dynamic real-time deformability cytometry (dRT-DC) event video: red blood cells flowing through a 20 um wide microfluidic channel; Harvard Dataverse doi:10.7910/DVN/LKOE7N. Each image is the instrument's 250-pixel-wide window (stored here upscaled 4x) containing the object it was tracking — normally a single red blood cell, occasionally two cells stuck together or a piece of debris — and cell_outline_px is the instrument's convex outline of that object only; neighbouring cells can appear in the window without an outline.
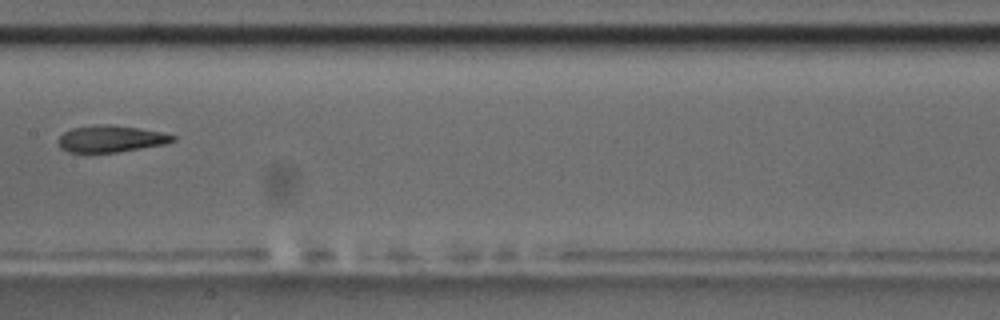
{"species": "common noctule bat (a hibernating species)", "species_latin": "Nyctalus noctula", "temperature_condition": "room temperature", "stored_images_in_passage": 5, "camera_frame_rate_fps": 3000, "um_per_image_px": 0.085, "animal": {"sex": "male", "body_mass_g": 17.5, "forearm_length_mm": 52.3}, "frame": {"image": 1, "passage_image": 4, "time_ms": 3.667, "image_size_px": [1000, 320], "cell_outline_px": [[176, 140], [164, 144], [116, 152], [68, 152], [60, 148], [56, 140], [64, 132], [72, 128], [104, 124], [112, 124], [160, 132], [176, 136]], "centroid_in_image_um": [9.38, 11.8], "position_along_channel_um": 198.0, "area_um2": 17.63}}